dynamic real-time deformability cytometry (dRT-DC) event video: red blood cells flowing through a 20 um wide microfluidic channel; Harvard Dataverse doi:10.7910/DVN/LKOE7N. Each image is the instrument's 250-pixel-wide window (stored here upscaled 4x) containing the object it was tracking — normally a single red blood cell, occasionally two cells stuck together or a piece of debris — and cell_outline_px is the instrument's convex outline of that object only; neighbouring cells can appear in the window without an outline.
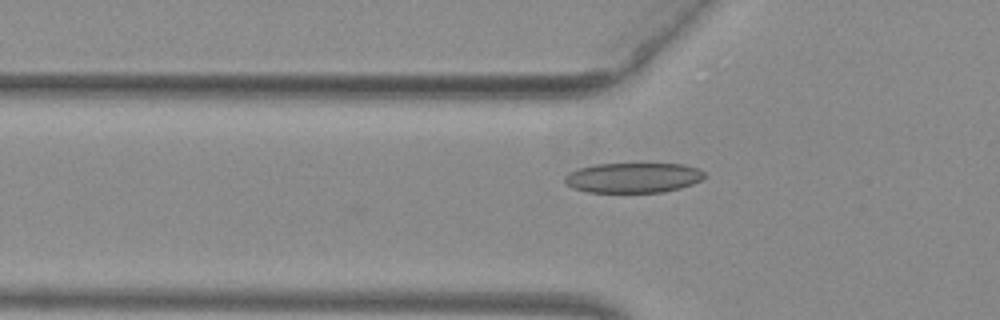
{"species": "common noctule bat (a hibernating species)", "species_latin": "Nyctalus noctula", "temperature_condition": "warm", "stored_images_in_passage": 11, "camera_frame_rate_fps": 3000, "um_per_image_px": 0.085, "animal": {"sex": "female", "body_mass_g": 29.2, "forearm_length_mm": 56.3}, "frame": {"image": 1, "passage_image": 9, "time_ms": 2.667, "image_size_px": [1000, 320], "cell_outline_px": [[704, 176], [700, 180], [692, 184], [680, 188], [664, 192], [588, 192], [572, 188], [564, 180], [564, 176], [568, 172], [580, 168], [596, 164], [684, 164], [696, 168], [704, 172]], "centroid_in_image_um": [53.8, 15.11], "position_along_channel_um": 72.0, "area_um2": 24.33}}